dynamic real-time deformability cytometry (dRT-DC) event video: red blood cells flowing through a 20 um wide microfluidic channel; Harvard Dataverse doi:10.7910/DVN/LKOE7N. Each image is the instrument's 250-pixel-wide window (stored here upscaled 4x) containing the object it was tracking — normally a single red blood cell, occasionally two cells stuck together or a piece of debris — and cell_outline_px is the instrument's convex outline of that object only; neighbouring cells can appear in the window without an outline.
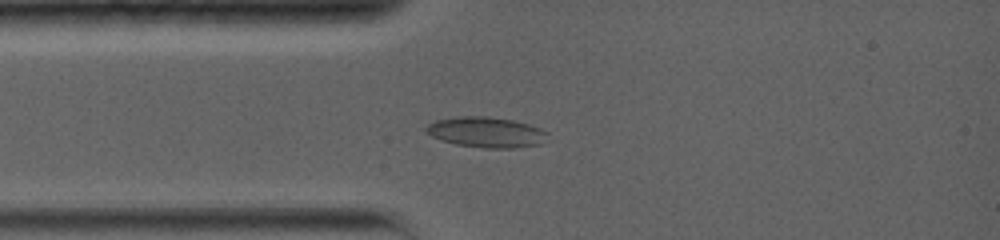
{"species": "common noctule bat (a hibernating species)", "species_latin": "Nyctalus noctula", "temperature_condition": "warm", "stored_images_in_passage": 14, "camera_frame_rate_fps": 5000, "um_per_image_px": 0.085, "animal": {"sex": "female", "body_mass_g": 19.0, "forearm_length_mm": 56.7}, "frame": {"image": 1, "passage_image": 7, "time_ms": 2.8, "image_size_px": [1000, 240], "cell_outline_px": [[548, 132], [540, 144], [512, 148], [484, 148], [456, 144], [440, 140], [424, 132], [424, 128], [428, 124], [436, 120], [456, 116], [488, 116], [512, 120], [528, 124], [540, 128]], "centroid_in_image_um": [41.27, 11.23], "position_along_channel_um": 43.7, "area_um2": 21.56}}
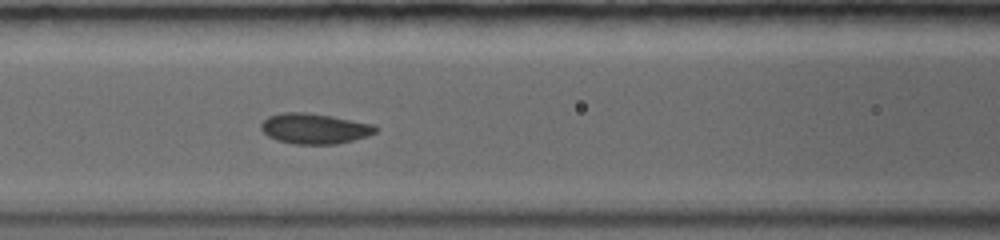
{"frame": {"image": 2, "passage_image": 11, "time_ms": 5.4, "image_size_px": [1000, 240], "cell_outline_px": [[380, 128], [376, 132], [368, 136], [336, 144], [292, 144], [276, 140], [268, 136], [260, 128], [260, 124], [268, 116], [280, 112], [308, 112], [332, 116], [372, 124]], "centroid_in_image_um": [26.71, 10.92], "position_along_channel_um": 139.9, "area_um2": 20.46}}
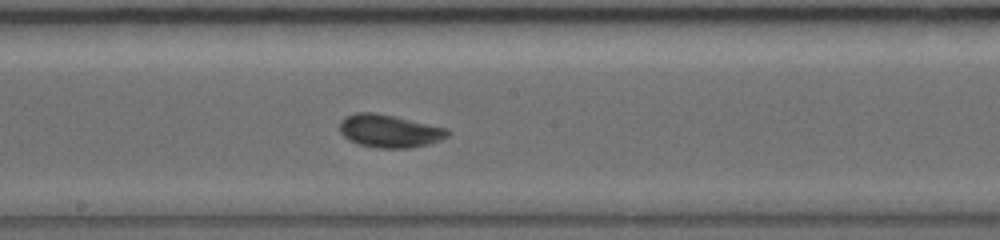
{"frame": {"image": 3, "passage_image": 14, "time_ms": 7.4, "image_size_px": [1000, 240], "cell_outline_px": [[452, 132], [448, 136], [440, 140], [428, 144], [408, 148], [376, 148], [360, 144], [348, 140], [340, 132], [340, 120], [344, 116], [356, 112], [372, 112], [392, 116], [448, 128]], "centroid_in_image_um": [33.09, 11.14], "position_along_channel_um": 215.1, "area_um2": 20.69}}